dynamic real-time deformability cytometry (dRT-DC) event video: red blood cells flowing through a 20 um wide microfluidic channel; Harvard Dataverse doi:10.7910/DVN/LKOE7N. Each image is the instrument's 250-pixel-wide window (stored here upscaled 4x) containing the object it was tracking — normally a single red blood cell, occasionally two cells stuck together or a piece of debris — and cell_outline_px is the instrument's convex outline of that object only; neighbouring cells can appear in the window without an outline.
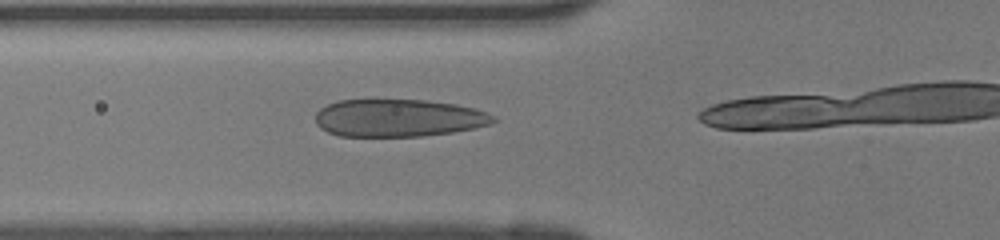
{"species": "human", "species_latin": "Homo sapiens", "temperature_condition": "room temperature", "stored_images_in_passage": 15, "camera_frame_rate_fps": 3000, "um_per_image_px": 0.085, "donor": {"sex": "female"}, "frame": {"image": 1, "passage_image": 11, "time_ms": 3.333, "image_size_px": [1000, 240], "cell_outline_px": [[500, 120], [476, 128], [452, 132], [424, 136], [340, 136], [328, 132], [320, 128], [316, 124], [316, 112], [320, 108], [336, 100], [424, 100], [456, 104], [488, 112], [496, 116]], "centroid_in_image_um": [33.89, 10.03], "position_along_channel_um": 91.9, "area_um2": 39.13}}
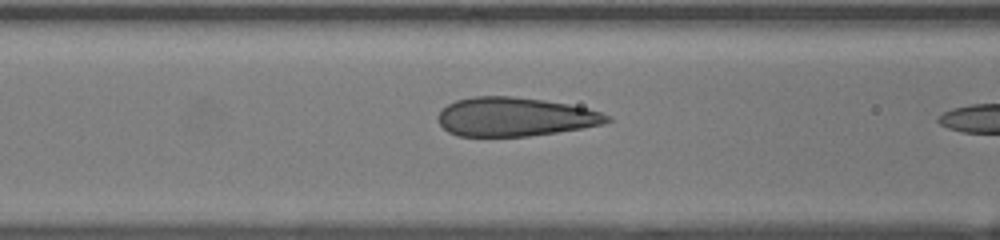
{"frame": {"image": 2, "passage_image": 13, "time_ms": 4.0, "image_size_px": [1000, 240], "cell_outline_px": [[612, 120], [604, 124], [584, 128], [528, 136], [456, 136], [448, 132], [440, 124], [436, 116], [448, 104], [456, 100], [472, 96], [512, 96], [544, 100], [568, 104], [588, 108], [600, 112], [608, 116]], "centroid_in_image_um": [43.76, 9.93], "position_along_channel_um": 122.8, "area_um2": 38.32}}